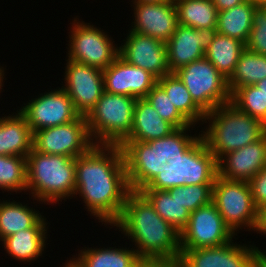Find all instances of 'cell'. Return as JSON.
<instances>
[{
	"label": "cell",
	"mask_w": 266,
	"mask_h": 267,
	"mask_svg": "<svg viewBox=\"0 0 266 267\" xmlns=\"http://www.w3.org/2000/svg\"><path fill=\"white\" fill-rule=\"evenodd\" d=\"M75 196L82 197L85 209L104 226L120 217L130 191L122 148L94 144L75 158Z\"/></svg>",
	"instance_id": "6da1fadb"
},
{
	"label": "cell",
	"mask_w": 266,
	"mask_h": 267,
	"mask_svg": "<svg viewBox=\"0 0 266 267\" xmlns=\"http://www.w3.org/2000/svg\"><path fill=\"white\" fill-rule=\"evenodd\" d=\"M114 226L132 241L141 259L180 257V232L156 213L141 191H129Z\"/></svg>",
	"instance_id": "7a4b0ae2"
},
{
	"label": "cell",
	"mask_w": 266,
	"mask_h": 267,
	"mask_svg": "<svg viewBox=\"0 0 266 267\" xmlns=\"http://www.w3.org/2000/svg\"><path fill=\"white\" fill-rule=\"evenodd\" d=\"M192 128L195 125L176 128L165 137L147 142L124 141L120 147L130 190L141 191L165 167L174 165L201 136L200 132L192 135Z\"/></svg>",
	"instance_id": "3957f363"
},
{
	"label": "cell",
	"mask_w": 266,
	"mask_h": 267,
	"mask_svg": "<svg viewBox=\"0 0 266 267\" xmlns=\"http://www.w3.org/2000/svg\"><path fill=\"white\" fill-rule=\"evenodd\" d=\"M204 123L208 125L200 131L201 136L217 162L225 154L254 143L266 134L263 122L231 102L206 113Z\"/></svg>",
	"instance_id": "277c9868"
},
{
	"label": "cell",
	"mask_w": 266,
	"mask_h": 267,
	"mask_svg": "<svg viewBox=\"0 0 266 267\" xmlns=\"http://www.w3.org/2000/svg\"><path fill=\"white\" fill-rule=\"evenodd\" d=\"M27 192L42 204H59L75 193V158L44 154L34 148L26 157Z\"/></svg>",
	"instance_id": "5b68a950"
},
{
	"label": "cell",
	"mask_w": 266,
	"mask_h": 267,
	"mask_svg": "<svg viewBox=\"0 0 266 267\" xmlns=\"http://www.w3.org/2000/svg\"><path fill=\"white\" fill-rule=\"evenodd\" d=\"M137 98L104 92L86 116L88 132L94 144L120 146L133 127Z\"/></svg>",
	"instance_id": "8992f818"
},
{
	"label": "cell",
	"mask_w": 266,
	"mask_h": 267,
	"mask_svg": "<svg viewBox=\"0 0 266 267\" xmlns=\"http://www.w3.org/2000/svg\"><path fill=\"white\" fill-rule=\"evenodd\" d=\"M217 175V160L200 136L174 165L160 171L144 189L169 190L179 186L214 184Z\"/></svg>",
	"instance_id": "52a82bcc"
},
{
	"label": "cell",
	"mask_w": 266,
	"mask_h": 267,
	"mask_svg": "<svg viewBox=\"0 0 266 267\" xmlns=\"http://www.w3.org/2000/svg\"><path fill=\"white\" fill-rule=\"evenodd\" d=\"M212 202L225 223L237 235L240 229L257 230L259 210L255 207L248 182L227 180L219 175L213 184Z\"/></svg>",
	"instance_id": "ba28073f"
},
{
	"label": "cell",
	"mask_w": 266,
	"mask_h": 267,
	"mask_svg": "<svg viewBox=\"0 0 266 267\" xmlns=\"http://www.w3.org/2000/svg\"><path fill=\"white\" fill-rule=\"evenodd\" d=\"M77 17L69 23L71 27L66 58L101 70L106 69L119 56L118 44L101 28L80 21Z\"/></svg>",
	"instance_id": "9c48e42d"
},
{
	"label": "cell",
	"mask_w": 266,
	"mask_h": 267,
	"mask_svg": "<svg viewBox=\"0 0 266 267\" xmlns=\"http://www.w3.org/2000/svg\"><path fill=\"white\" fill-rule=\"evenodd\" d=\"M173 73L184 83L194 102L205 113L231 100L227 79L205 57Z\"/></svg>",
	"instance_id": "30bf717a"
},
{
	"label": "cell",
	"mask_w": 266,
	"mask_h": 267,
	"mask_svg": "<svg viewBox=\"0 0 266 267\" xmlns=\"http://www.w3.org/2000/svg\"><path fill=\"white\" fill-rule=\"evenodd\" d=\"M213 202L190 213L187 226L180 232V250L215 247L236 239Z\"/></svg>",
	"instance_id": "8fae6325"
},
{
	"label": "cell",
	"mask_w": 266,
	"mask_h": 267,
	"mask_svg": "<svg viewBox=\"0 0 266 267\" xmlns=\"http://www.w3.org/2000/svg\"><path fill=\"white\" fill-rule=\"evenodd\" d=\"M94 145L88 132L86 116L69 123L40 129L33 133V148L44 154L76 158Z\"/></svg>",
	"instance_id": "7c38bea8"
},
{
	"label": "cell",
	"mask_w": 266,
	"mask_h": 267,
	"mask_svg": "<svg viewBox=\"0 0 266 267\" xmlns=\"http://www.w3.org/2000/svg\"><path fill=\"white\" fill-rule=\"evenodd\" d=\"M51 90V91H50ZM38 96L24 103L18 111L26 118L32 133L49 127L74 121L81 115L77 112L69 95L61 87Z\"/></svg>",
	"instance_id": "4fadbf2b"
},
{
	"label": "cell",
	"mask_w": 266,
	"mask_h": 267,
	"mask_svg": "<svg viewBox=\"0 0 266 267\" xmlns=\"http://www.w3.org/2000/svg\"><path fill=\"white\" fill-rule=\"evenodd\" d=\"M64 84L61 86L71 98L81 116H87L105 92L101 69L67 59Z\"/></svg>",
	"instance_id": "5bb4252c"
},
{
	"label": "cell",
	"mask_w": 266,
	"mask_h": 267,
	"mask_svg": "<svg viewBox=\"0 0 266 267\" xmlns=\"http://www.w3.org/2000/svg\"><path fill=\"white\" fill-rule=\"evenodd\" d=\"M126 34L123 43L119 44V57L130 65L146 70L157 80L171 73L165 42L130 29Z\"/></svg>",
	"instance_id": "9a60e30c"
},
{
	"label": "cell",
	"mask_w": 266,
	"mask_h": 267,
	"mask_svg": "<svg viewBox=\"0 0 266 267\" xmlns=\"http://www.w3.org/2000/svg\"><path fill=\"white\" fill-rule=\"evenodd\" d=\"M255 245L228 242L181 251L180 267H255Z\"/></svg>",
	"instance_id": "2e32d148"
},
{
	"label": "cell",
	"mask_w": 266,
	"mask_h": 267,
	"mask_svg": "<svg viewBox=\"0 0 266 267\" xmlns=\"http://www.w3.org/2000/svg\"><path fill=\"white\" fill-rule=\"evenodd\" d=\"M131 31L167 42L178 26L175 2H132Z\"/></svg>",
	"instance_id": "e0dca14e"
},
{
	"label": "cell",
	"mask_w": 266,
	"mask_h": 267,
	"mask_svg": "<svg viewBox=\"0 0 266 267\" xmlns=\"http://www.w3.org/2000/svg\"><path fill=\"white\" fill-rule=\"evenodd\" d=\"M217 29H195L178 24L166 42L168 67L171 73L205 57V51L213 41Z\"/></svg>",
	"instance_id": "ac0fdd59"
},
{
	"label": "cell",
	"mask_w": 266,
	"mask_h": 267,
	"mask_svg": "<svg viewBox=\"0 0 266 267\" xmlns=\"http://www.w3.org/2000/svg\"><path fill=\"white\" fill-rule=\"evenodd\" d=\"M102 72L104 90L107 93L145 98L157 84V79L152 74L128 64L119 56Z\"/></svg>",
	"instance_id": "d6986e66"
},
{
	"label": "cell",
	"mask_w": 266,
	"mask_h": 267,
	"mask_svg": "<svg viewBox=\"0 0 266 267\" xmlns=\"http://www.w3.org/2000/svg\"><path fill=\"white\" fill-rule=\"evenodd\" d=\"M217 166L220 177L249 182L266 167V134L254 143L225 154Z\"/></svg>",
	"instance_id": "ffe728a7"
},
{
	"label": "cell",
	"mask_w": 266,
	"mask_h": 267,
	"mask_svg": "<svg viewBox=\"0 0 266 267\" xmlns=\"http://www.w3.org/2000/svg\"><path fill=\"white\" fill-rule=\"evenodd\" d=\"M43 216L32 228L20 230L2 240V247L6 254L15 260L34 262L43 256L48 240L47 230L49 225Z\"/></svg>",
	"instance_id": "44dd1931"
},
{
	"label": "cell",
	"mask_w": 266,
	"mask_h": 267,
	"mask_svg": "<svg viewBox=\"0 0 266 267\" xmlns=\"http://www.w3.org/2000/svg\"><path fill=\"white\" fill-rule=\"evenodd\" d=\"M16 111L0 116V155L27 157L33 149V133L26 118Z\"/></svg>",
	"instance_id": "7402d4cb"
},
{
	"label": "cell",
	"mask_w": 266,
	"mask_h": 267,
	"mask_svg": "<svg viewBox=\"0 0 266 267\" xmlns=\"http://www.w3.org/2000/svg\"><path fill=\"white\" fill-rule=\"evenodd\" d=\"M82 247L67 260L73 267H136L142 260L132 247Z\"/></svg>",
	"instance_id": "603a6c76"
},
{
	"label": "cell",
	"mask_w": 266,
	"mask_h": 267,
	"mask_svg": "<svg viewBox=\"0 0 266 267\" xmlns=\"http://www.w3.org/2000/svg\"><path fill=\"white\" fill-rule=\"evenodd\" d=\"M176 128L165 121L145 98H137L133 127L125 141L147 142L169 135Z\"/></svg>",
	"instance_id": "cb8c5ba5"
},
{
	"label": "cell",
	"mask_w": 266,
	"mask_h": 267,
	"mask_svg": "<svg viewBox=\"0 0 266 267\" xmlns=\"http://www.w3.org/2000/svg\"><path fill=\"white\" fill-rule=\"evenodd\" d=\"M42 217L39 210L25 202L0 200V242L20 230L32 228Z\"/></svg>",
	"instance_id": "d4e9b609"
},
{
	"label": "cell",
	"mask_w": 266,
	"mask_h": 267,
	"mask_svg": "<svg viewBox=\"0 0 266 267\" xmlns=\"http://www.w3.org/2000/svg\"><path fill=\"white\" fill-rule=\"evenodd\" d=\"M257 5L253 0L236 5L217 15V33L229 36L246 43L252 28V14Z\"/></svg>",
	"instance_id": "484cf974"
},
{
	"label": "cell",
	"mask_w": 266,
	"mask_h": 267,
	"mask_svg": "<svg viewBox=\"0 0 266 267\" xmlns=\"http://www.w3.org/2000/svg\"><path fill=\"white\" fill-rule=\"evenodd\" d=\"M244 50V42L217 33L205 51V58L228 80Z\"/></svg>",
	"instance_id": "4316f807"
},
{
	"label": "cell",
	"mask_w": 266,
	"mask_h": 267,
	"mask_svg": "<svg viewBox=\"0 0 266 267\" xmlns=\"http://www.w3.org/2000/svg\"><path fill=\"white\" fill-rule=\"evenodd\" d=\"M178 111L193 125H203L206 113L194 102L184 83L170 73L157 80Z\"/></svg>",
	"instance_id": "83f0119b"
},
{
	"label": "cell",
	"mask_w": 266,
	"mask_h": 267,
	"mask_svg": "<svg viewBox=\"0 0 266 267\" xmlns=\"http://www.w3.org/2000/svg\"><path fill=\"white\" fill-rule=\"evenodd\" d=\"M156 213L181 232L188 224L190 212L175 198V187L169 190L142 189Z\"/></svg>",
	"instance_id": "f1b7e54d"
},
{
	"label": "cell",
	"mask_w": 266,
	"mask_h": 267,
	"mask_svg": "<svg viewBox=\"0 0 266 267\" xmlns=\"http://www.w3.org/2000/svg\"><path fill=\"white\" fill-rule=\"evenodd\" d=\"M178 23L195 29H216L218 11L212 0H174Z\"/></svg>",
	"instance_id": "f546056e"
},
{
	"label": "cell",
	"mask_w": 266,
	"mask_h": 267,
	"mask_svg": "<svg viewBox=\"0 0 266 267\" xmlns=\"http://www.w3.org/2000/svg\"><path fill=\"white\" fill-rule=\"evenodd\" d=\"M266 78V55L245 49L239 56L234 72L227 80L228 89L232 94L237 88L255 85Z\"/></svg>",
	"instance_id": "4dcf8cb0"
},
{
	"label": "cell",
	"mask_w": 266,
	"mask_h": 267,
	"mask_svg": "<svg viewBox=\"0 0 266 267\" xmlns=\"http://www.w3.org/2000/svg\"><path fill=\"white\" fill-rule=\"evenodd\" d=\"M0 190L27 191L26 157L0 155Z\"/></svg>",
	"instance_id": "1f68e13d"
},
{
	"label": "cell",
	"mask_w": 266,
	"mask_h": 267,
	"mask_svg": "<svg viewBox=\"0 0 266 267\" xmlns=\"http://www.w3.org/2000/svg\"><path fill=\"white\" fill-rule=\"evenodd\" d=\"M230 102L239 110L259 119L266 125V97L255 85L237 88Z\"/></svg>",
	"instance_id": "d6a6232c"
},
{
	"label": "cell",
	"mask_w": 266,
	"mask_h": 267,
	"mask_svg": "<svg viewBox=\"0 0 266 267\" xmlns=\"http://www.w3.org/2000/svg\"><path fill=\"white\" fill-rule=\"evenodd\" d=\"M156 112L165 121L171 123L175 128H184L192 124L178 111L166 92L156 84L145 97Z\"/></svg>",
	"instance_id": "836d02e7"
},
{
	"label": "cell",
	"mask_w": 266,
	"mask_h": 267,
	"mask_svg": "<svg viewBox=\"0 0 266 267\" xmlns=\"http://www.w3.org/2000/svg\"><path fill=\"white\" fill-rule=\"evenodd\" d=\"M213 184L175 187V198L192 213L212 202Z\"/></svg>",
	"instance_id": "e575fe53"
},
{
	"label": "cell",
	"mask_w": 266,
	"mask_h": 267,
	"mask_svg": "<svg viewBox=\"0 0 266 267\" xmlns=\"http://www.w3.org/2000/svg\"><path fill=\"white\" fill-rule=\"evenodd\" d=\"M245 49L266 55V8L256 7L252 14V28Z\"/></svg>",
	"instance_id": "d590c367"
},
{
	"label": "cell",
	"mask_w": 266,
	"mask_h": 267,
	"mask_svg": "<svg viewBox=\"0 0 266 267\" xmlns=\"http://www.w3.org/2000/svg\"><path fill=\"white\" fill-rule=\"evenodd\" d=\"M255 207L261 210L266 206V167L262 168L249 182Z\"/></svg>",
	"instance_id": "8d00e7d4"
},
{
	"label": "cell",
	"mask_w": 266,
	"mask_h": 267,
	"mask_svg": "<svg viewBox=\"0 0 266 267\" xmlns=\"http://www.w3.org/2000/svg\"><path fill=\"white\" fill-rule=\"evenodd\" d=\"M136 267H180L179 259H142Z\"/></svg>",
	"instance_id": "74e56055"
},
{
	"label": "cell",
	"mask_w": 266,
	"mask_h": 267,
	"mask_svg": "<svg viewBox=\"0 0 266 267\" xmlns=\"http://www.w3.org/2000/svg\"><path fill=\"white\" fill-rule=\"evenodd\" d=\"M245 1L246 0H212L218 12L235 7Z\"/></svg>",
	"instance_id": "f35d334b"
},
{
	"label": "cell",
	"mask_w": 266,
	"mask_h": 267,
	"mask_svg": "<svg viewBox=\"0 0 266 267\" xmlns=\"http://www.w3.org/2000/svg\"><path fill=\"white\" fill-rule=\"evenodd\" d=\"M256 233L266 236V206L259 210V222Z\"/></svg>",
	"instance_id": "ab89813d"
},
{
	"label": "cell",
	"mask_w": 266,
	"mask_h": 267,
	"mask_svg": "<svg viewBox=\"0 0 266 267\" xmlns=\"http://www.w3.org/2000/svg\"><path fill=\"white\" fill-rule=\"evenodd\" d=\"M255 248V267H266V251L259 249V247Z\"/></svg>",
	"instance_id": "60d3db41"
},
{
	"label": "cell",
	"mask_w": 266,
	"mask_h": 267,
	"mask_svg": "<svg viewBox=\"0 0 266 267\" xmlns=\"http://www.w3.org/2000/svg\"><path fill=\"white\" fill-rule=\"evenodd\" d=\"M257 88L261 90V92L265 95L266 97V78L262 79L258 83L255 84Z\"/></svg>",
	"instance_id": "b9f144b4"
},
{
	"label": "cell",
	"mask_w": 266,
	"mask_h": 267,
	"mask_svg": "<svg viewBox=\"0 0 266 267\" xmlns=\"http://www.w3.org/2000/svg\"><path fill=\"white\" fill-rule=\"evenodd\" d=\"M2 67V68H1ZM4 69H6V68H4L3 67V65L2 66H0V93H2L3 91H2V87H4L3 85H4V82L5 81H3V79H5V76L4 75H6L5 73V70ZM1 95V94H0Z\"/></svg>",
	"instance_id": "7bdbcfd3"
},
{
	"label": "cell",
	"mask_w": 266,
	"mask_h": 267,
	"mask_svg": "<svg viewBox=\"0 0 266 267\" xmlns=\"http://www.w3.org/2000/svg\"><path fill=\"white\" fill-rule=\"evenodd\" d=\"M174 0H132L131 2H172Z\"/></svg>",
	"instance_id": "ee69618b"
},
{
	"label": "cell",
	"mask_w": 266,
	"mask_h": 267,
	"mask_svg": "<svg viewBox=\"0 0 266 267\" xmlns=\"http://www.w3.org/2000/svg\"><path fill=\"white\" fill-rule=\"evenodd\" d=\"M257 7L266 8V0H253Z\"/></svg>",
	"instance_id": "f6af8a7d"
},
{
	"label": "cell",
	"mask_w": 266,
	"mask_h": 267,
	"mask_svg": "<svg viewBox=\"0 0 266 267\" xmlns=\"http://www.w3.org/2000/svg\"><path fill=\"white\" fill-rule=\"evenodd\" d=\"M61 267H73V266L66 260V263Z\"/></svg>",
	"instance_id": "bcb514c9"
}]
</instances>
